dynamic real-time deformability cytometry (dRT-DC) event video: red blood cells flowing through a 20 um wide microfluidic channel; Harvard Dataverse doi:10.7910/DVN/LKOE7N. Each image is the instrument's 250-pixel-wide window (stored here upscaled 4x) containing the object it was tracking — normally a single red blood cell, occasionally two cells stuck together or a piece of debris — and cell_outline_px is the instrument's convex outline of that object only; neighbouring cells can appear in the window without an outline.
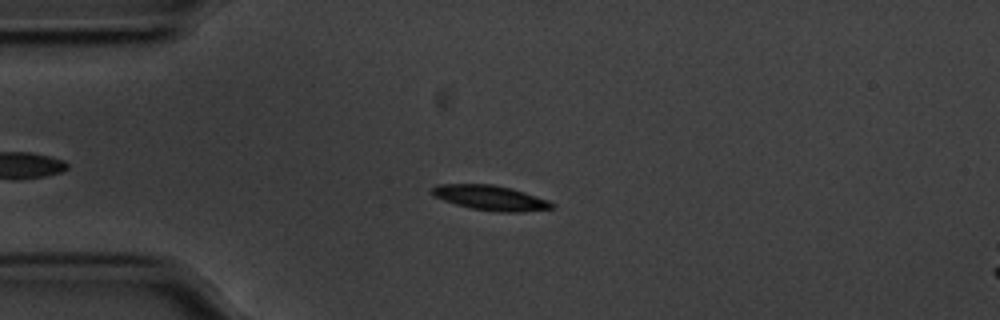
{"species": "common noctule bat (a hibernating species)", "species_latin": "Nyctalus noctula", "temperature_condition": "cold", "stored_images_in_passage": 55, "camera_frame_rate_fps": 3000, "um_per_image_px": 0.085, "animal": {"sex": "male", "body_mass_g": 20.1, "forearm_length_mm": 53.5}, "frame": {"image": 1, "passage_image": 12, "time_ms": 3.667, "image_size_px": [1000, 320], "cell_outline_px": [[556, 204], [552, 208], [520, 212], [496, 212], [472, 208], [456, 204], [444, 200], [436, 196], [432, 192], [432, 188], [436, 184], [492, 184], [512, 188], [548, 200]], "centroid_in_image_um": [41.72, 16.81], "position_along_channel_um": 43.3, "area_um2": 17.22}}
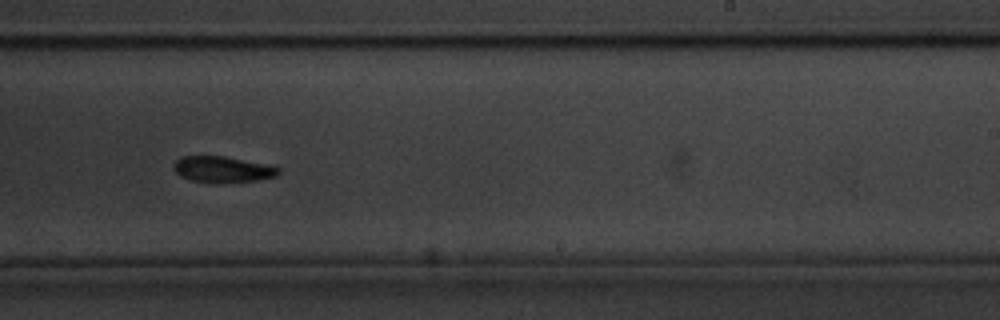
{"frame": {"image": 2, "passage_image": 33, "time_ms": 10.667, "image_size_px": [1000, 320], "cell_outline_px": [[280, 172], [276, 176], [256, 180], [216, 184], [212, 184], [188, 180], [180, 176], [172, 168], [172, 164], [180, 156], [224, 156], [280, 168]], "centroid_in_image_um": [18.82, 14.42], "position_along_channel_um": 270.2, "area_um2": 16.07}}
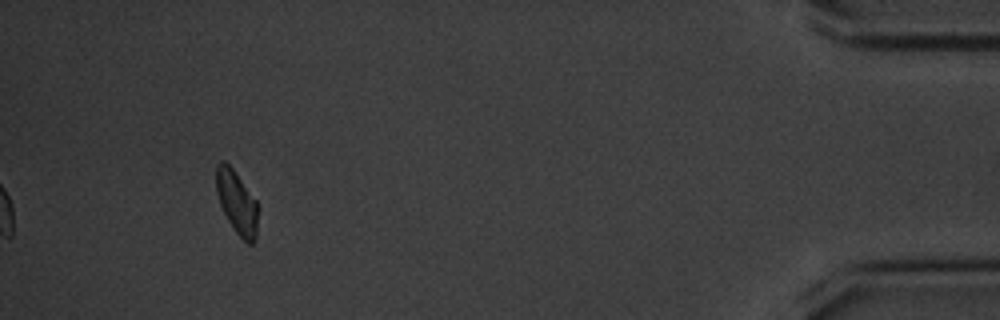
{"frame": {"image": 3, "passage_image": 51, "time_ms": 16.667, "image_size_px": [1000, 320], "cell_outline_px": [[256, 240], [252, 244], [248, 244], [236, 232], [228, 220], [220, 204], [216, 192], [216, 164], [220, 160], [224, 160], [232, 168], [256, 200]], "centroid_in_image_um": [20.1, 17.17], "position_along_channel_um": 415.1, "area_um2": 15.03}, "authors_computed_cell_mechanics": {"area_um2": 16.184, "velocity_mm_per_s": 3.516, "shape_relaxation_time_tau1_ms": 3.9787, "shape_relaxation_time_tau2_ms": 5.1118, "deformation_change_tau1": 0.2151, "deformation_change_tau2": 0.0985}}